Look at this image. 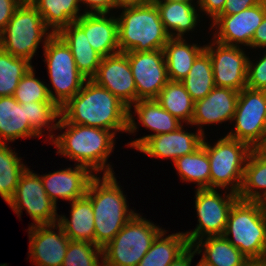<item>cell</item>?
<instances>
[{
	"label": "cell",
	"instance_id": "obj_1",
	"mask_svg": "<svg viewBox=\"0 0 266 266\" xmlns=\"http://www.w3.org/2000/svg\"><path fill=\"white\" fill-rule=\"evenodd\" d=\"M65 129V130H64ZM60 134L50 142L56 153L88 168L93 174H115L108 158L114 152L116 134L96 127L68 123L61 115L57 123ZM61 130H64L63 133Z\"/></svg>",
	"mask_w": 266,
	"mask_h": 266
},
{
	"label": "cell",
	"instance_id": "obj_2",
	"mask_svg": "<svg viewBox=\"0 0 266 266\" xmlns=\"http://www.w3.org/2000/svg\"><path fill=\"white\" fill-rule=\"evenodd\" d=\"M129 107L109 90L86 80L64 106L61 116L71 124L96 127L115 134L128 131Z\"/></svg>",
	"mask_w": 266,
	"mask_h": 266
},
{
	"label": "cell",
	"instance_id": "obj_3",
	"mask_svg": "<svg viewBox=\"0 0 266 266\" xmlns=\"http://www.w3.org/2000/svg\"><path fill=\"white\" fill-rule=\"evenodd\" d=\"M115 174L95 175L87 188L94 212V244L105 247L137 213L129 208Z\"/></svg>",
	"mask_w": 266,
	"mask_h": 266
},
{
	"label": "cell",
	"instance_id": "obj_4",
	"mask_svg": "<svg viewBox=\"0 0 266 266\" xmlns=\"http://www.w3.org/2000/svg\"><path fill=\"white\" fill-rule=\"evenodd\" d=\"M117 20L120 52L161 50L170 39L153 1L122 9Z\"/></svg>",
	"mask_w": 266,
	"mask_h": 266
},
{
	"label": "cell",
	"instance_id": "obj_5",
	"mask_svg": "<svg viewBox=\"0 0 266 266\" xmlns=\"http://www.w3.org/2000/svg\"><path fill=\"white\" fill-rule=\"evenodd\" d=\"M223 236L251 262L266 261V213L260 201L238 199L229 212Z\"/></svg>",
	"mask_w": 266,
	"mask_h": 266
},
{
	"label": "cell",
	"instance_id": "obj_6",
	"mask_svg": "<svg viewBox=\"0 0 266 266\" xmlns=\"http://www.w3.org/2000/svg\"><path fill=\"white\" fill-rule=\"evenodd\" d=\"M53 34L38 10L24 0L2 31V49L32 63L39 45L44 47Z\"/></svg>",
	"mask_w": 266,
	"mask_h": 266
},
{
	"label": "cell",
	"instance_id": "obj_7",
	"mask_svg": "<svg viewBox=\"0 0 266 266\" xmlns=\"http://www.w3.org/2000/svg\"><path fill=\"white\" fill-rule=\"evenodd\" d=\"M205 135L202 145L210 164V188L225 189L236 194L243 183L245 165L252 148L237 139L225 135L212 146Z\"/></svg>",
	"mask_w": 266,
	"mask_h": 266
},
{
	"label": "cell",
	"instance_id": "obj_8",
	"mask_svg": "<svg viewBox=\"0 0 266 266\" xmlns=\"http://www.w3.org/2000/svg\"><path fill=\"white\" fill-rule=\"evenodd\" d=\"M162 230V226L136 213L103 247V266H138Z\"/></svg>",
	"mask_w": 266,
	"mask_h": 266
},
{
	"label": "cell",
	"instance_id": "obj_9",
	"mask_svg": "<svg viewBox=\"0 0 266 266\" xmlns=\"http://www.w3.org/2000/svg\"><path fill=\"white\" fill-rule=\"evenodd\" d=\"M43 51L52 85L51 88L47 85L48 92L51 100L61 108L80 91L87 79L77 69L69 46L58 34L48 39Z\"/></svg>",
	"mask_w": 266,
	"mask_h": 266
},
{
	"label": "cell",
	"instance_id": "obj_10",
	"mask_svg": "<svg viewBox=\"0 0 266 266\" xmlns=\"http://www.w3.org/2000/svg\"><path fill=\"white\" fill-rule=\"evenodd\" d=\"M224 189L204 188L195 190V210L197 225L193 231L183 232L190 247L197 241L211 236H221L224 233L229 212L239 199L238 194Z\"/></svg>",
	"mask_w": 266,
	"mask_h": 266
},
{
	"label": "cell",
	"instance_id": "obj_11",
	"mask_svg": "<svg viewBox=\"0 0 266 266\" xmlns=\"http://www.w3.org/2000/svg\"><path fill=\"white\" fill-rule=\"evenodd\" d=\"M26 168L17 184L8 206L21 218L22 210L33 220L31 225L58 223L57 205L48 197L40 174Z\"/></svg>",
	"mask_w": 266,
	"mask_h": 266
},
{
	"label": "cell",
	"instance_id": "obj_12",
	"mask_svg": "<svg viewBox=\"0 0 266 266\" xmlns=\"http://www.w3.org/2000/svg\"><path fill=\"white\" fill-rule=\"evenodd\" d=\"M234 129L226 135L254 149L266 131V101L264 90L243 88L239 92L233 121Z\"/></svg>",
	"mask_w": 266,
	"mask_h": 266
},
{
	"label": "cell",
	"instance_id": "obj_13",
	"mask_svg": "<svg viewBox=\"0 0 266 266\" xmlns=\"http://www.w3.org/2000/svg\"><path fill=\"white\" fill-rule=\"evenodd\" d=\"M245 49L224 45L214 39L205 44V51L212 61L215 87L231 88L240 92L247 86L249 52Z\"/></svg>",
	"mask_w": 266,
	"mask_h": 266
},
{
	"label": "cell",
	"instance_id": "obj_14",
	"mask_svg": "<svg viewBox=\"0 0 266 266\" xmlns=\"http://www.w3.org/2000/svg\"><path fill=\"white\" fill-rule=\"evenodd\" d=\"M266 15V0L229 16L218 15L211 23L212 38L221 44L251 48L256 29Z\"/></svg>",
	"mask_w": 266,
	"mask_h": 266
},
{
	"label": "cell",
	"instance_id": "obj_15",
	"mask_svg": "<svg viewBox=\"0 0 266 266\" xmlns=\"http://www.w3.org/2000/svg\"><path fill=\"white\" fill-rule=\"evenodd\" d=\"M135 80L138 100L156 99L169 81L163 49L126 52Z\"/></svg>",
	"mask_w": 266,
	"mask_h": 266
},
{
	"label": "cell",
	"instance_id": "obj_16",
	"mask_svg": "<svg viewBox=\"0 0 266 266\" xmlns=\"http://www.w3.org/2000/svg\"><path fill=\"white\" fill-rule=\"evenodd\" d=\"M57 230L54 231V230ZM28 257L34 266H62L70 239L58 224L29 225Z\"/></svg>",
	"mask_w": 266,
	"mask_h": 266
},
{
	"label": "cell",
	"instance_id": "obj_17",
	"mask_svg": "<svg viewBox=\"0 0 266 266\" xmlns=\"http://www.w3.org/2000/svg\"><path fill=\"white\" fill-rule=\"evenodd\" d=\"M134 109V112L133 109ZM128 135L136 133L138 123L151 130L153 134H147L140 138H135L128 142L127 146L137 150L149 137L177 130L183 123L166 111L155 99L138 100L129 107ZM137 115V119L135 118ZM138 122H137V121Z\"/></svg>",
	"mask_w": 266,
	"mask_h": 266
},
{
	"label": "cell",
	"instance_id": "obj_18",
	"mask_svg": "<svg viewBox=\"0 0 266 266\" xmlns=\"http://www.w3.org/2000/svg\"><path fill=\"white\" fill-rule=\"evenodd\" d=\"M106 88L128 107L137 102V90L128 57L119 52L102 57L96 75L91 79Z\"/></svg>",
	"mask_w": 266,
	"mask_h": 266
},
{
	"label": "cell",
	"instance_id": "obj_19",
	"mask_svg": "<svg viewBox=\"0 0 266 266\" xmlns=\"http://www.w3.org/2000/svg\"><path fill=\"white\" fill-rule=\"evenodd\" d=\"M238 96L239 92L234 89L214 87L206 97L194 102L190 126H197L196 130L205 136V125L232 123Z\"/></svg>",
	"mask_w": 266,
	"mask_h": 266
},
{
	"label": "cell",
	"instance_id": "obj_20",
	"mask_svg": "<svg viewBox=\"0 0 266 266\" xmlns=\"http://www.w3.org/2000/svg\"><path fill=\"white\" fill-rule=\"evenodd\" d=\"M184 127L182 125L173 132L149 137L137 151L151 158L171 159L172 163L181 156L193 153L202 145L204 135L198 130L188 132Z\"/></svg>",
	"mask_w": 266,
	"mask_h": 266
},
{
	"label": "cell",
	"instance_id": "obj_21",
	"mask_svg": "<svg viewBox=\"0 0 266 266\" xmlns=\"http://www.w3.org/2000/svg\"><path fill=\"white\" fill-rule=\"evenodd\" d=\"M40 176L46 194L57 205L58 199L70 203L85 196L95 174L84 166L75 165Z\"/></svg>",
	"mask_w": 266,
	"mask_h": 266
},
{
	"label": "cell",
	"instance_id": "obj_22",
	"mask_svg": "<svg viewBox=\"0 0 266 266\" xmlns=\"http://www.w3.org/2000/svg\"><path fill=\"white\" fill-rule=\"evenodd\" d=\"M84 32L92 48L102 57L120 52L118 20L115 14H83L75 22Z\"/></svg>",
	"mask_w": 266,
	"mask_h": 266
},
{
	"label": "cell",
	"instance_id": "obj_23",
	"mask_svg": "<svg viewBox=\"0 0 266 266\" xmlns=\"http://www.w3.org/2000/svg\"><path fill=\"white\" fill-rule=\"evenodd\" d=\"M153 2L170 38H185V35L195 31V27L200 25V18L203 16L195 1Z\"/></svg>",
	"mask_w": 266,
	"mask_h": 266
},
{
	"label": "cell",
	"instance_id": "obj_24",
	"mask_svg": "<svg viewBox=\"0 0 266 266\" xmlns=\"http://www.w3.org/2000/svg\"><path fill=\"white\" fill-rule=\"evenodd\" d=\"M168 232L163 228L138 266H179L186 260L191 250L186 235L180 231L166 235Z\"/></svg>",
	"mask_w": 266,
	"mask_h": 266
},
{
	"label": "cell",
	"instance_id": "obj_25",
	"mask_svg": "<svg viewBox=\"0 0 266 266\" xmlns=\"http://www.w3.org/2000/svg\"><path fill=\"white\" fill-rule=\"evenodd\" d=\"M57 34L69 46L79 72L87 80H91L97 73L102 56L92 48L85 32L72 22Z\"/></svg>",
	"mask_w": 266,
	"mask_h": 266
},
{
	"label": "cell",
	"instance_id": "obj_26",
	"mask_svg": "<svg viewBox=\"0 0 266 266\" xmlns=\"http://www.w3.org/2000/svg\"><path fill=\"white\" fill-rule=\"evenodd\" d=\"M33 137L39 138L26 118V104H20L14 96L0 97V143Z\"/></svg>",
	"mask_w": 266,
	"mask_h": 266
},
{
	"label": "cell",
	"instance_id": "obj_27",
	"mask_svg": "<svg viewBox=\"0 0 266 266\" xmlns=\"http://www.w3.org/2000/svg\"><path fill=\"white\" fill-rule=\"evenodd\" d=\"M191 250L202 255L201 260L210 266H247L251 262L223 235L203 238L197 241Z\"/></svg>",
	"mask_w": 266,
	"mask_h": 266
},
{
	"label": "cell",
	"instance_id": "obj_28",
	"mask_svg": "<svg viewBox=\"0 0 266 266\" xmlns=\"http://www.w3.org/2000/svg\"><path fill=\"white\" fill-rule=\"evenodd\" d=\"M70 216H58V224L70 240L94 243V212L91 200L85 195L70 202Z\"/></svg>",
	"mask_w": 266,
	"mask_h": 266
},
{
	"label": "cell",
	"instance_id": "obj_29",
	"mask_svg": "<svg viewBox=\"0 0 266 266\" xmlns=\"http://www.w3.org/2000/svg\"><path fill=\"white\" fill-rule=\"evenodd\" d=\"M204 50L205 44L200 46V43H188L185 38H170L163 48L169 80L184 79Z\"/></svg>",
	"mask_w": 266,
	"mask_h": 266
},
{
	"label": "cell",
	"instance_id": "obj_30",
	"mask_svg": "<svg viewBox=\"0 0 266 266\" xmlns=\"http://www.w3.org/2000/svg\"><path fill=\"white\" fill-rule=\"evenodd\" d=\"M41 14L45 25L57 34L62 28L76 22L84 13L79 0H29ZM81 12V13H80Z\"/></svg>",
	"mask_w": 266,
	"mask_h": 266
},
{
	"label": "cell",
	"instance_id": "obj_31",
	"mask_svg": "<svg viewBox=\"0 0 266 266\" xmlns=\"http://www.w3.org/2000/svg\"><path fill=\"white\" fill-rule=\"evenodd\" d=\"M166 111L190 125L194 114V101L181 81L169 80L155 99Z\"/></svg>",
	"mask_w": 266,
	"mask_h": 266
},
{
	"label": "cell",
	"instance_id": "obj_32",
	"mask_svg": "<svg viewBox=\"0 0 266 266\" xmlns=\"http://www.w3.org/2000/svg\"><path fill=\"white\" fill-rule=\"evenodd\" d=\"M173 164L182 183L193 182L197 189L210 188V164L203 145L193 153L177 158Z\"/></svg>",
	"mask_w": 266,
	"mask_h": 266
},
{
	"label": "cell",
	"instance_id": "obj_33",
	"mask_svg": "<svg viewBox=\"0 0 266 266\" xmlns=\"http://www.w3.org/2000/svg\"><path fill=\"white\" fill-rule=\"evenodd\" d=\"M266 195V158L254 149L250 153L238 197L244 201H261Z\"/></svg>",
	"mask_w": 266,
	"mask_h": 266
},
{
	"label": "cell",
	"instance_id": "obj_34",
	"mask_svg": "<svg viewBox=\"0 0 266 266\" xmlns=\"http://www.w3.org/2000/svg\"><path fill=\"white\" fill-rule=\"evenodd\" d=\"M181 82L194 102L206 97L215 87L212 61L205 50L196 58Z\"/></svg>",
	"mask_w": 266,
	"mask_h": 266
},
{
	"label": "cell",
	"instance_id": "obj_35",
	"mask_svg": "<svg viewBox=\"0 0 266 266\" xmlns=\"http://www.w3.org/2000/svg\"><path fill=\"white\" fill-rule=\"evenodd\" d=\"M22 160L15 149L0 143V197L7 204L14 196L22 173L29 167Z\"/></svg>",
	"mask_w": 266,
	"mask_h": 266
},
{
	"label": "cell",
	"instance_id": "obj_36",
	"mask_svg": "<svg viewBox=\"0 0 266 266\" xmlns=\"http://www.w3.org/2000/svg\"><path fill=\"white\" fill-rule=\"evenodd\" d=\"M60 115V108L54 102H29L26 104V118L32 130L39 138L49 132L50 142L55 137L53 131L57 129Z\"/></svg>",
	"mask_w": 266,
	"mask_h": 266
},
{
	"label": "cell",
	"instance_id": "obj_37",
	"mask_svg": "<svg viewBox=\"0 0 266 266\" xmlns=\"http://www.w3.org/2000/svg\"><path fill=\"white\" fill-rule=\"evenodd\" d=\"M27 59L0 50V97L13 96L21 78L32 67Z\"/></svg>",
	"mask_w": 266,
	"mask_h": 266
},
{
	"label": "cell",
	"instance_id": "obj_38",
	"mask_svg": "<svg viewBox=\"0 0 266 266\" xmlns=\"http://www.w3.org/2000/svg\"><path fill=\"white\" fill-rule=\"evenodd\" d=\"M62 266H103V248L91 242L70 240Z\"/></svg>",
	"mask_w": 266,
	"mask_h": 266
},
{
	"label": "cell",
	"instance_id": "obj_39",
	"mask_svg": "<svg viewBox=\"0 0 266 266\" xmlns=\"http://www.w3.org/2000/svg\"><path fill=\"white\" fill-rule=\"evenodd\" d=\"M35 71L33 65L18 83L13 96L20 104H27L29 102H53L50 98L46 82L37 78Z\"/></svg>",
	"mask_w": 266,
	"mask_h": 266
},
{
	"label": "cell",
	"instance_id": "obj_40",
	"mask_svg": "<svg viewBox=\"0 0 266 266\" xmlns=\"http://www.w3.org/2000/svg\"><path fill=\"white\" fill-rule=\"evenodd\" d=\"M263 50L262 57L260 54L256 61L248 57L247 88L266 90V49Z\"/></svg>",
	"mask_w": 266,
	"mask_h": 266
},
{
	"label": "cell",
	"instance_id": "obj_41",
	"mask_svg": "<svg viewBox=\"0 0 266 266\" xmlns=\"http://www.w3.org/2000/svg\"><path fill=\"white\" fill-rule=\"evenodd\" d=\"M80 5H84V14L112 13L114 10V0H79ZM87 9V10H86Z\"/></svg>",
	"mask_w": 266,
	"mask_h": 266
},
{
	"label": "cell",
	"instance_id": "obj_42",
	"mask_svg": "<svg viewBox=\"0 0 266 266\" xmlns=\"http://www.w3.org/2000/svg\"><path fill=\"white\" fill-rule=\"evenodd\" d=\"M226 0H197L200 13L211 20V22L222 12ZM204 13V14H203Z\"/></svg>",
	"mask_w": 266,
	"mask_h": 266
},
{
	"label": "cell",
	"instance_id": "obj_43",
	"mask_svg": "<svg viewBox=\"0 0 266 266\" xmlns=\"http://www.w3.org/2000/svg\"><path fill=\"white\" fill-rule=\"evenodd\" d=\"M24 0H0V30L6 27L16 9Z\"/></svg>",
	"mask_w": 266,
	"mask_h": 266
},
{
	"label": "cell",
	"instance_id": "obj_44",
	"mask_svg": "<svg viewBox=\"0 0 266 266\" xmlns=\"http://www.w3.org/2000/svg\"><path fill=\"white\" fill-rule=\"evenodd\" d=\"M263 0H226L225 6L219 15L237 14L247 8L254 7Z\"/></svg>",
	"mask_w": 266,
	"mask_h": 266
},
{
	"label": "cell",
	"instance_id": "obj_45",
	"mask_svg": "<svg viewBox=\"0 0 266 266\" xmlns=\"http://www.w3.org/2000/svg\"><path fill=\"white\" fill-rule=\"evenodd\" d=\"M266 49V15L255 31L251 41V49Z\"/></svg>",
	"mask_w": 266,
	"mask_h": 266
},
{
	"label": "cell",
	"instance_id": "obj_46",
	"mask_svg": "<svg viewBox=\"0 0 266 266\" xmlns=\"http://www.w3.org/2000/svg\"><path fill=\"white\" fill-rule=\"evenodd\" d=\"M152 0H114V11L124 8L136 7L151 2Z\"/></svg>",
	"mask_w": 266,
	"mask_h": 266
},
{
	"label": "cell",
	"instance_id": "obj_47",
	"mask_svg": "<svg viewBox=\"0 0 266 266\" xmlns=\"http://www.w3.org/2000/svg\"><path fill=\"white\" fill-rule=\"evenodd\" d=\"M254 150L262 157L266 158V131L261 142L254 148Z\"/></svg>",
	"mask_w": 266,
	"mask_h": 266
},
{
	"label": "cell",
	"instance_id": "obj_48",
	"mask_svg": "<svg viewBox=\"0 0 266 266\" xmlns=\"http://www.w3.org/2000/svg\"><path fill=\"white\" fill-rule=\"evenodd\" d=\"M195 255L196 254L192 250H190L187 254L186 260L182 262L179 266H191L192 259Z\"/></svg>",
	"mask_w": 266,
	"mask_h": 266
},
{
	"label": "cell",
	"instance_id": "obj_49",
	"mask_svg": "<svg viewBox=\"0 0 266 266\" xmlns=\"http://www.w3.org/2000/svg\"><path fill=\"white\" fill-rule=\"evenodd\" d=\"M247 266H266V261H264V262H250Z\"/></svg>",
	"mask_w": 266,
	"mask_h": 266
},
{
	"label": "cell",
	"instance_id": "obj_50",
	"mask_svg": "<svg viewBox=\"0 0 266 266\" xmlns=\"http://www.w3.org/2000/svg\"><path fill=\"white\" fill-rule=\"evenodd\" d=\"M262 208L264 212L266 213V195L263 197V199L260 201Z\"/></svg>",
	"mask_w": 266,
	"mask_h": 266
},
{
	"label": "cell",
	"instance_id": "obj_51",
	"mask_svg": "<svg viewBox=\"0 0 266 266\" xmlns=\"http://www.w3.org/2000/svg\"><path fill=\"white\" fill-rule=\"evenodd\" d=\"M195 266H210V265L206 264L204 261L200 259L199 262Z\"/></svg>",
	"mask_w": 266,
	"mask_h": 266
},
{
	"label": "cell",
	"instance_id": "obj_52",
	"mask_svg": "<svg viewBox=\"0 0 266 266\" xmlns=\"http://www.w3.org/2000/svg\"><path fill=\"white\" fill-rule=\"evenodd\" d=\"M152 1H163V2H168V1H196L197 0H152Z\"/></svg>",
	"mask_w": 266,
	"mask_h": 266
},
{
	"label": "cell",
	"instance_id": "obj_53",
	"mask_svg": "<svg viewBox=\"0 0 266 266\" xmlns=\"http://www.w3.org/2000/svg\"><path fill=\"white\" fill-rule=\"evenodd\" d=\"M2 49V30H0V50Z\"/></svg>",
	"mask_w": 266,
	"mask_h": 266
}]
</instances>
